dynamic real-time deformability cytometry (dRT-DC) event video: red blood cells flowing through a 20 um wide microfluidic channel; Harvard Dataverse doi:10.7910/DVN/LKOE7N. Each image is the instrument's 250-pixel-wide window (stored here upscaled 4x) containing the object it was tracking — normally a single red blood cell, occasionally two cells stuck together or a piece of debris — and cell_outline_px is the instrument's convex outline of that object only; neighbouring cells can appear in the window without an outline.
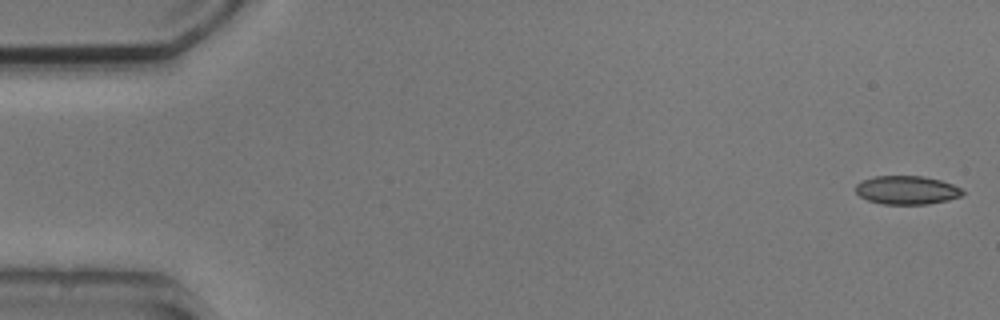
{"species": "common noctule bat (a hibernating species)", "species_latin": "Nyctalus noctula", "temperature_condition": "cold", "stored_images_in_passage": 5, "camera_frame_rate_fps": 3000, "um_per_image_px": 0.085, "animal": {"sex": "male", "body_mass_g": 20.5, "forearm_length_mm": 52.5}, "frame": {"image": 1, "passage_image": 1, "time_ms": 0.0, "image_size_px": [1000, 320], "cell_outline_px": [[964, 192], [960, 196], [948, 200], [928, 204], [884, 204], [868, 200], [860, 196], [856, 192], [856, 184], [864, 180], [876, 176], [924, 176], [940, 180], [952, 184], [960, 188]], "centroid_in_image_um": [77.08, 16.16], "position_along_channel_um": 7.9, "area_um2": 17.63}}
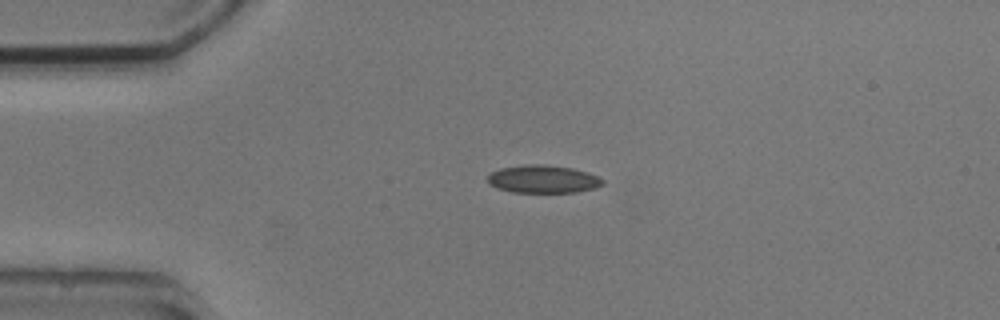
{"frame": {"image": 2, "passage_image": 4, "time_ms": 3.667, "image_size_px": [1000, 320], "cell_outline_px": [[604, 184], [596, 188], [576, 192], [512, 192], [496, 188], [488, 184], [488, 176], [492, 172], [500, 168], [524, 164], [544, 164], [572, 168], [588, 172], [604, 180]], "centroid_in_image_um": [46.15, 15.22], "position_along_channel_um": 38.8, "area_um2": 18.79}}